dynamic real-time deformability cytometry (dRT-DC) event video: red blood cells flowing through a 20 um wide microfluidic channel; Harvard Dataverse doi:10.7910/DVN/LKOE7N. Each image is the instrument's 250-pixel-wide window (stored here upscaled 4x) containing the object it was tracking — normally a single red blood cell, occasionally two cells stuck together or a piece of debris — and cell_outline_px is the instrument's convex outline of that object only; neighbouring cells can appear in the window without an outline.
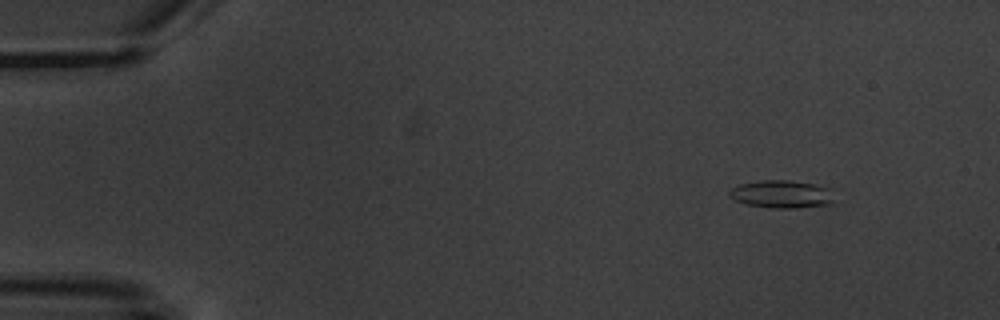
{"species": "common noctule bat (a hibernating species)", "species_latin": "Nyctalus noctula", "temperature_condition": "warm", "stored_images_in_passage": 5, "camera_frame_rate_fps": 3000, "um_per_image_px": 0.085, "animal": {"sex": "male", "body_mass_g": 20.1, "forearm_length_mm": 53.5}, "frame": {"image": 1, "passage_image": 2, "time_ms": 1.333, "image_size_px": [1000, 320], "cell_outline_px": [[836, 204], [796, 208], [772, 208], [744, 204], [736, 200], [728, 192], [732, 188], [740, 184], [760, 180], [788, 180], [812, 184], [832, 188]], "centroid_in_image_um": [66.53, 16.51], "position_along_channel_um": 18.5, "area_um2": 17.22}}